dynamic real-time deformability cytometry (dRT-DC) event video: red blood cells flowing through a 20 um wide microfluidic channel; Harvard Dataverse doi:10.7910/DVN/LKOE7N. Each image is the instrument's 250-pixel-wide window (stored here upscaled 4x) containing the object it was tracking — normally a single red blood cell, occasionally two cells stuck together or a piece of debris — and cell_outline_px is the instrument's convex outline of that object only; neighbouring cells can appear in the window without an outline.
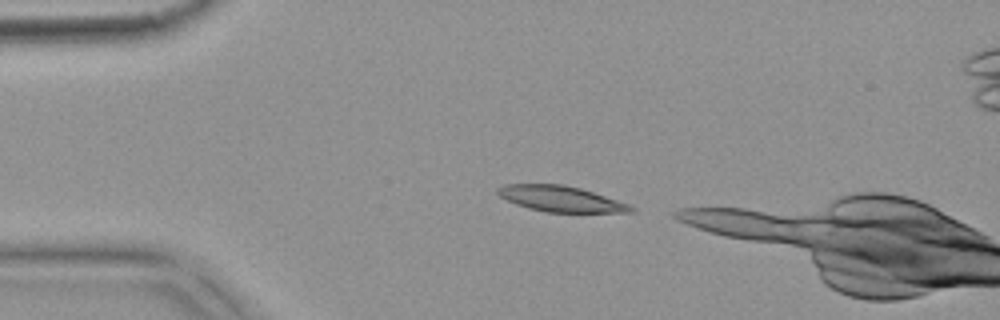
{"species": "common noctule bat (a hibernating species)", "species_latin": "Nyctalus noctula", "temperature_condition": "warm", "stored_images_in_passage": 2, "camera_frame_rate_fps": 3000, "um_per_image_px": 0.085, "animal": {"sex": "female", "body_mass_g": 18.4}, "frame": {"image": 1, "passage_image": 1, "time_ms": 0.0, "image_size_px": [1000, 320], "cell_outline_px": [[636, 212], [544, 212], [528, 208], [516, 204], [500, 196], [496, 192], [496, 188], [504, 184], [564, 184], [580, 188], [628, 204], [636, 208]], "centroid_in_image_um": [47.64, 16.9], "position_along_channel_um": 37.4, "area_um2": 19.88}}